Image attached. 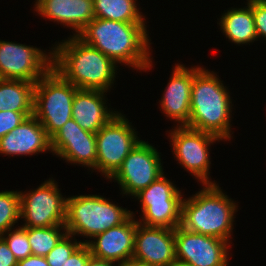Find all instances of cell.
Wrapping results in <instances>:
<instances>
[{"instance_id":"cell-1","label":"cell","mask_w":266,"mask_h":266,"mask_svg":"<svg viewBox=\"0 0 266 266\" xmlns=\"http://www.w3.org/2000/svg\"><path fill=\"white\" fill-rule=\"evenodd\" d=\"M146 23H125L94 18L77 35L109 57L116 65L123 63L136 70L146 71L152 66Z\"/></svg>"},{"instance_id":"cell-2","label":"cell","mask_w":266,"mask_h":266,"mask_svg":"<svg viewBox=\"0 0 266 266\" xmlns=\"http://www.w3.org/2000/svg\"><path fill=\"white\" fill-rule=\"evenodd\" d=\"M51 51L52 68L78 89L105 92L111 89L117 66L98 49L73 35L57 43Z\"/></svg>"},{"instance_id":"cell-3","label":"cell","mask_w":266,"mask_h":266,"mask_svg":"<svg viewBox=\"0 0 266 266\" xmlns=\"http://www.w3.org/2000/svg\"><path fill=\"white\" fill-rule=\"evenodd\" d=\"M217 76L203 67L194 75L190 117L186 126L227 141L232 137L230 122L233 105L228 88Z\"/></svg>"},{"instance_id":"cell-4","label":"cell","mask_w":266,"mask_h":266,"mask_svg":"<svg viewBox=\"0 0 266 266\" xmlns=\"http://www.w3.org/2000/svg\"><path fill=\"white\" fill-rule=\"evenodd\" d=\"M237 208L238 204L218 184H204L201 191L183 199L180 227L230 243Z\"/></svg>"},{"instance_id":"cell-5","label":"cell","mask_w":266,"mask_h":266,"mask_svg":"<svg viewBox=\"0 0 266 266\" xmlns=\"http://www.w3.org/2000/svg\"><path fill=\"white\" fill-rule=\"evenodd\" d=\"M133 212L100 195H75L66 198L65 227L68 234L92 239L112 227L124 223Z\"/></svg>"},{"instance_id":"cell-6","label":"cell","mask_w":266,"mask_h":266,"mask_svg":"<svg viewBox=\"0 0 266 266\" xmlns=\"http://www.w3.org/2000/svg\"><path fill=\"white\" fill-rule=\"evenodd\" d=\"M77 90L53 68L35 83L33 115L49 138L72 118L73 98Z\"/></svg>"},{"instance_id":"cell-7","label":"cell","mask_w":266,"mask_h":266,"mask_svg":"<svg viewBox=\"0 0 266 266\" xmlns=\"http://www.w3.org/2000/svg\"><path fill=\"white\" fill-rule=\"evenodd\" d=\"M134 197L140 200L143 214L138 223L169 229L180 226L182 194L164 174Z\"/></svg>"},{"instance_id":"cell-8","label":"cell","mask_w":266,"mask_h":266,"mask_svg":"<svg viewBox=\"0 0 266 266\" xmlns=\"http://www.w3.org/2000/svg\"><path fill=\"white\" fill-rule=\"evenodd\" d=\"M140 141L129 120L117 113L96 133V170L110 179Z\"/></svg>"},{"instance_id":"cell-9","label":"cell","mask_w":266,"mask_h":266,"mask_svg":"<svg viewBox=\"0 0 266 266\" xmlns=\"http://www.w3.org/2000/svg\"><path fill=\"white\" fill-rule=\"evenodd\" d=\"M172 151L176 161L198 181L204 184H216L210 181V144L222 140L208 132L192 129L187 126H176L169 132ZM209 146V147H208Z\"/></svg>"},{"instance_id":"cell-10","label":"cell","mask_w":266,"mask_h":266,"mask_svg":"<svg viewBox=\"0 0 266 266\" xmlns=\"http://www.w3.org/2000/svg\"><path fill=\"white\" fill-rule=\"evenodd\" d=\"M20 194L22 227H52L66 221V198L54 179L43 182L37 189Z\"/></svg>"},{"instance_id":"cell-11","label":"cell","mask_w":266,"mask_h":266,"mask_svg":"<svg viewBox=\"0 0 266 266\" xmlns=\"http://www.w3.org/2000/svg\"><path fill=\"white\" fill-rule=\"evenodd\" d=\"M159 152L141 140L110 178L120 185L122 194L135 196L164 174Z\"/></svg>"},{"instance_id":"cell-12","label":"cell","mask_w":266,"mask_h":266,"mask_svg":"<svg viewBox=\"0 0 266 266\" xmlns=\"http://www.w3.org/2000/svg\"><path fill=\"white\" fill-rule=\"evenodd\" d=\"M44 52L34 46L0 40V79L36 83L52 68L53 54Z\"/></svg>"},{"instance_id":"cell-13","label":"cell","mask_w":266,"mask_h":266,"mask_svg":"<svg viewBox=\"0 0 266 266\" xmlns=\"http://www.w3.org/2000/svg\"><path fill=\"white\" fill-rule=\"evenodd\" d=\"M176 260L194 266H228V241L189 232L180 226L174 229Z\"/></svg>"},{"instance_id":"cell-14","label":"cell","mask_w":266,"mask_h":266,"mask_svg":"<svg viewBox=\"0 0 266 266\" xmlns=\"http://www.w3.org/2000/svg\"><path fill=\"white\" fill-rule=\"evenodd\" d=\"M51 152L65 162L96 169V134L84 130L73 118L50 138Z\"/></svg>"},{"instance_id":"cell-15","label":"cell","mask_w":266,"mask_h":266,"mask_svg":"<svg viewBox=\"0 0 266 266\" xmlns=\"http://www.w3.org/2000/svg\"><path fill=\"white\" fill-rule=\"evenodd\" d=\"M133 262L171 266L176 261L174 229L137 224Z\"/></svg>"},{"instance_id":"cell-16","label":"cell","mask_w":266,"mask_h":266,"mask_svg":"<svg viewBox=\"0 0 266 266\" xmlns=\"http://www.w3.org/2000/svg\"><path fill=\"white\" fill-rule=\"evenodd\" d=\"M134 217L132 214L124 223L95 235L94 241L85 240L82 243L88 245L92 256L125 266L132 261L134 254L138 224Z\"/></svg>"},{"instance_id":"cell-17","label":"cell","mask_w":266,"mask_h":266,"mask_svg":"<svg viewBox=\"0 0 266 266\" xmlns=\"http://www.w3.org/2000/svg\"><path fill=\"white\" fill-rule=\"evenodd\" d=\"M171 78L164 90L160 107L166 117L178 122L177 126H186L190 117V99L194 75L202 68H187L175 64Z\"/></svg>"},{"instance_id":"cell-18","label":"cell","mask_w":266,"mask_h":266,"mask_svg":"<svg viewBox=\"0 0 266 266\" xmlns=\"http://www.w3.org/2000/svg\"><path fill=\"white\" fill-rule=\"evenodd\" d=\"M46 151H51L50 138L34 115L0 138V154L23 156Z\"/></svg>"},{"instance_id":"cell-19","label":"cell","mask_w":266,"mask_h":266,"mask_svg":"<svg viewBox=\"0 0 266 266\" xmlns=\"http://www.w3.org/2000/svg\"><path fill=\"white\" fill-rule=\"evenodd\" d=\"M34 6L41 17L75 30L74 36L95 18L93 0H39Z\"/></svg>"},{"instance_id":"cell-20","label":"cell","mask_w":266,"mask_h":266,"mask_svg":"<svg viewBox=\"0 0 266 266\" xmlns=\"http://www.w3.org/2000/svg\"><path fill=\"white\" fill-rule=\"evenodd\" d=\"M105 91L78 89L73 98L72 118L86 131L96 134L117 113L108 110Z\"/></svg>"},{"instance_id":"cell-21","label":"cell","mask_w":266,"mask_h":266,"mask_svg":"<svg viewBox=\"0 0 266 266\" xmlns=\"http://www.w3.org/2000/svg\"><path fill=\"white\" fill-rule=\"evenodd\" d=\"M219 26L226 38L235 44H249L258 39L254 15L248 3L244 8H232L223 13Z\"/></svg>"},{"instance_id":"cell-22","label":"cell","mask_w":266,"mask_h":266,"mask_svg":"<svg viewBox=\"0 0 266 266\" xmlns=\"http://www.w3.org/2000/svg\"><path fill=\"white\" fill-rule=\"evenodd\" d=\"M35 82L0 79V111L33 112Z\"/></svg>"},{"instance_id":"cell-23","label":"cell","mask_w":266,"mask_h":266,"mask_svg":"<svg viewBox=\"0 0 266 266\" xmlns=\"http://www.w3.org/2000/svg\"><path fill=\"white\" fill-rule=\"evenodd\" d=\"M136 1L93 0L95 17L125 23H145V16L139 12Z\"/></svg>"},{"instance_id":"cell-24","label":"cell","mask_w":266,"mask_h":266,"mask_svg":"<svg viewBox=\"0 0 266 266\" xmlns=\"http://www.w3.org/2000/svg\"><path fill=\"white\" fill-rule=\"evenodd\" d=\"M62 231V232H60ZM32 255L46 256L67 233L65 225L26 227Z\"/></svg>"},{"instance_id":"cell-25","label":"cell","mask_w":266,"mask_h":266,"mask_svg":"<svg viewBox=\"0 0 266 266\" xmlns=\"http://www.w3.org/2000/svg\"><path fill=\"white\" fill-rule=\"evenodd\" d=\"M20 191L0 192V236L14 229L20 218Z\"/></svg>"},{"instance_id":"cell-26","label":"cell","mask_w":266,"mask_h":266,"mask_svg":"<svg viewBox=\"0 0 266 266\" xmlns=\"http://www.w3.org/2000/svg\"><path fill=\"white\" fill-rule=\"evenodd\" d=\"M1 237L5 240L17 260L25 259L32 255L26 227L18 226L13 231L12 229H9Z\"/></svg>"},{"instance_id":"cell-27","label":"cell","mask_w":266,"mask_h":266,"mask_svg":"<svg viewBox=\"0 0 266 266\" xmlns=\"http://www.w3.org/2000/svg\"><path fill=\"white\" fill-rule=\"evenodd\" d=\"M73 235L66 233L56 246L45 256L50 266H63L71 254L82 244L80 241H71Z\"/></svg>"},{"instance_id":"cell-28","label":"cell","mask_w":266,"mask_h":266,"mask_svg":"<svg viewBox=\"0 0 266 266\" xmlns=\"http://www.w3.org/2000/svg\"><path fill=\"white\" fill-rule=\"evenodd\" d=\"M32 115L33 112L0 111V138L7 135L19 126L25 118Z\"/></svg>"},{"instance_id":"cell-29","label":"cell","mask_w":266,"mask_h":266,"mask_svg":"<svg viewBox=\"0 0 266 266\" xmlns=\"http://www.w3.org/2000/svg\"><path fill=\"white\" fill-rule=\"evenodd\" d=\"M252 8L258 38L266 40V0H247Z\"/></svg>"},{"instance_id":"cell-30","label":"cell","mask_w":266,"mask_h":266,"mask_svg":"<svg viewBox=\"0 0 266 266\" xmlns=\"http://www.w3.org/2000/svg\"><path fill=\"white\" fill-rule=\"evenodd\" d=\"M90 256L91 252L88 245L82 243L66 260L63 266H87Z\"/></svg>"},{"instance_id":"cell-31","label":"cell","mask_w":266,"mask_h":266,"mask_svg":"<svg viewBox=\"0 0 266 266\" xmlns=\"http://www.w3.org/2000/svg\"><path fill=\"white\" fill-rule=\"evenodd\" d=\"M17 262L7 243L0 236V266H17Z\"/></svg>"},{"instance_id":"cell-32","label":"cell","mask_w":266,"mask_h":266,"mask_svg":"<svg viewBox=\"0 0 266 266\" xmlns=\"http://www.w3.org/2000/svg\"><path fill=\"white\" fill-rule=\"evenodd\" d=\"M17 266H50L44 256L30 255L25 259L18 260Z\"/></svg>"},{"instance_id":"cell-33","label":"cell","mask_w":266,"mask_h":266,"mask_svg":"<svg viewBox=\"0 0 266 266\" xmlns=\"http://www.w3.org/2000/svg\"><path fill=\"white\" fill-rule=\"evenodd\" d=\"M87 266H118V264L91 255L89 257Z\"/></svg>"},{"instance_id":"cell-34","label":"cell","mask_w":266,"mask_h":266,"mask_svg":"<svg viewBox=\"0 0 266 266\" xmlns=\"http://www.w3.org/2000/svg\"><path fill=\"white\" fill-rule=\"evenodd\" d=\"M171 266H194V265L176 260Z\"/></svg>"},{"instance_id":"cell-35","label":"cell","mask_w":266,"mask_h":266,"mask_svg":"<svg viewBox=\"0 0 266 266\" xmlns=\"http://www.w3.org/2000/svg\"><path fill=\"white\" fill-rule=\"evenodd\" d=\"M125 266H153V265H145V264H141V263H138V262L131 261L130 263H128Z\"/></svg>"}]
</instances>
